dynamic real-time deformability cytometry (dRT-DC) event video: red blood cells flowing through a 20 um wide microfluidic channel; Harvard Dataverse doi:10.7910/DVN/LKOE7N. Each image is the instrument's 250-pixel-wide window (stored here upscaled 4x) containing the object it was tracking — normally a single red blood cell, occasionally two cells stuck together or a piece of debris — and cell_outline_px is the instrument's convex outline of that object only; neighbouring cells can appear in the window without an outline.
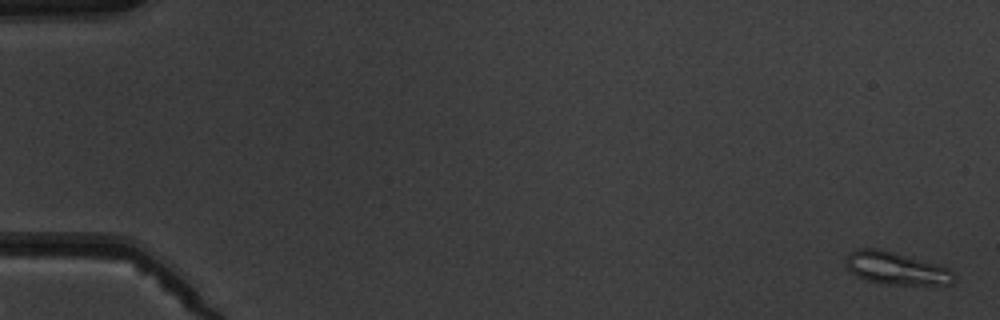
{"species": "common noctule bat (a hibernating species)", "species_latin": "Nyctalus noctula", "temperature_condition": "warm", "stored_images_in_passage": 5, "camera_frame_rate_fps": 3000, "um_per_image_px": 0.085, "animal": {"sex": "male", "body_mass_g": 19.5, "forearm_length_mm": 54.6}, "frame": {"image": 1, "passage_image": 1, "time_ms": 0.0, "image_size_px": [1000, 320], "cell_outline_px": [[956, 280], [952, 284], [884, 284], [868, 280], [852, 272], [848, 268], [848, 256], [852, 252], [860, 248], [872, 248], [892, 252], [952, 268]], "centroid_in_image_um": [76.27, 22.82], "position_along_channel_um": 8.7, "area_um2": 19.94}}
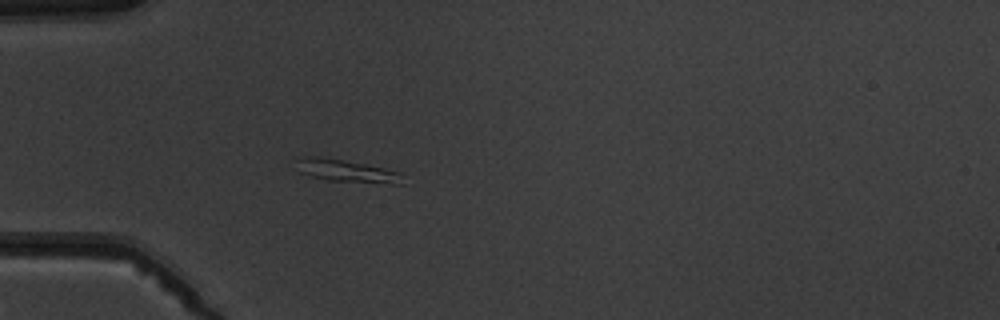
{"frame": {"image": 2, "passage_image": 5, "time_ms": 5.333, "image_size_px": [1000, 320], "cell_outline_px": [[404, 184], [392, 184], [328, 180], [312, 176], [300, 172], [296, 160], [300, 156], [320, 156], [344, 160], [384, 168], [400, 172]], "centroid_in_image_um": [29.47, 14.52], "position_along_channel_um": 55.5, "area_um2": 13.87}}